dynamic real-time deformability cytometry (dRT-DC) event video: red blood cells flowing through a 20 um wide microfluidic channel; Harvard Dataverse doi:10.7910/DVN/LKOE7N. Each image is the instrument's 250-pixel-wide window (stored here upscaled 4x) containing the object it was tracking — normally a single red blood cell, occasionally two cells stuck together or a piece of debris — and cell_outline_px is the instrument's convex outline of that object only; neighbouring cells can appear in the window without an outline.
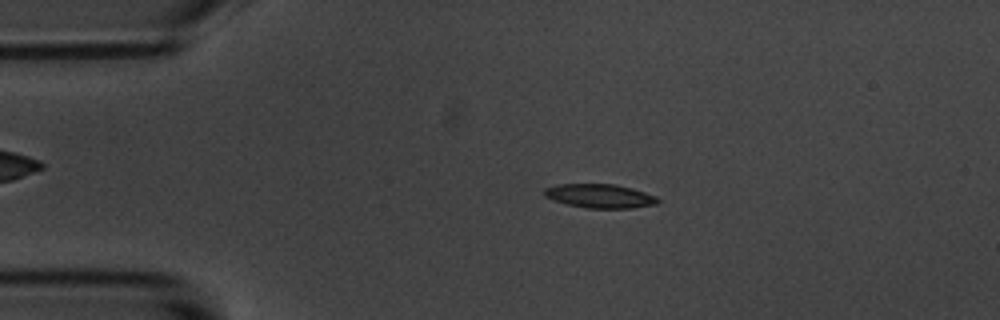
{"species": "common noctule bat (a hibernating species)", "species_latin": "Nyctalus noctula", "temperature_condition": "room temperature", "stored_images_in_passage": 7, "camera_frame_rate_fps": 3000, "um_per_image_px": 0.085, "animal": {"sex": "male", "body_mass_g": 20.1, "forearm_length_mm": 53.5}, "frame": {"image": 1, "passage_image": 3, "time_ms": 2.333, "image_size_px": [1000, 320], "cell_outline_px": [[660, 200], [656, 204], [632, 208], [588, 208], [568, 204], [552, 200], [544, 196], [544, 188], [556, 184], [616, 184], [632, 188], [656, 196]], "centroid_in_image_um": [50.97, 16.65], "position_along_channel_um": 34.0, "area_um2": 15.84}}
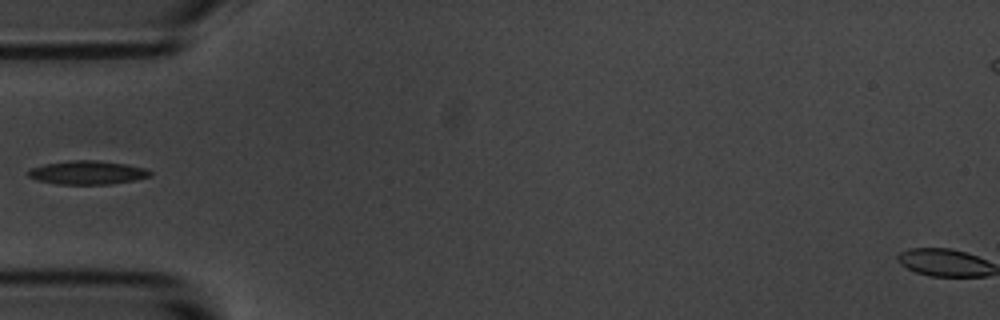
{"frame": {"image": 2, "passage_image": 5, "time_ms": 4.667, "image_size_px": [1000, 320], "cell_outline_px": [[152, 176], [136, 180], [112, 184], [56, 184], [40, 180], [28, 176], [28, 168], [44, 164], [68, 160], [96, 160], [128, 164], [144, 168], [152, 172]], "centroid_in_image_um": [7.45, 14.66], "position_along_channel_um": 77.5, "area_um2": 16.94}}
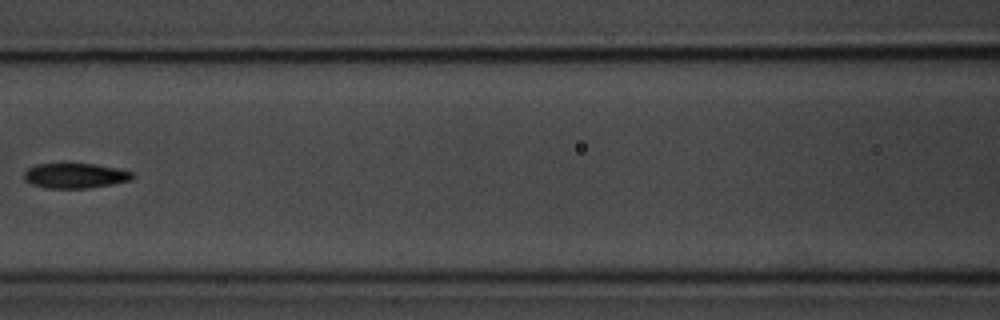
{"frame": {"image": 3, "passage_image": 7, "time_ms": 7.0, "image_size_px": [1000, 320], "cell_outline_px": [[136, 176], [132, 180], [112, 184], [88, 188], [44, 188], [32, 184], [24, 180], [24, 172], [28, 168], [36, 164], [60, 160], [64, 160], [96, 164], [116, 168], [132, 172]], "centroid_in_image_um": [6.34, 14.88], "position_along_channel_um": 160.3, "area_um2": 16.76}}